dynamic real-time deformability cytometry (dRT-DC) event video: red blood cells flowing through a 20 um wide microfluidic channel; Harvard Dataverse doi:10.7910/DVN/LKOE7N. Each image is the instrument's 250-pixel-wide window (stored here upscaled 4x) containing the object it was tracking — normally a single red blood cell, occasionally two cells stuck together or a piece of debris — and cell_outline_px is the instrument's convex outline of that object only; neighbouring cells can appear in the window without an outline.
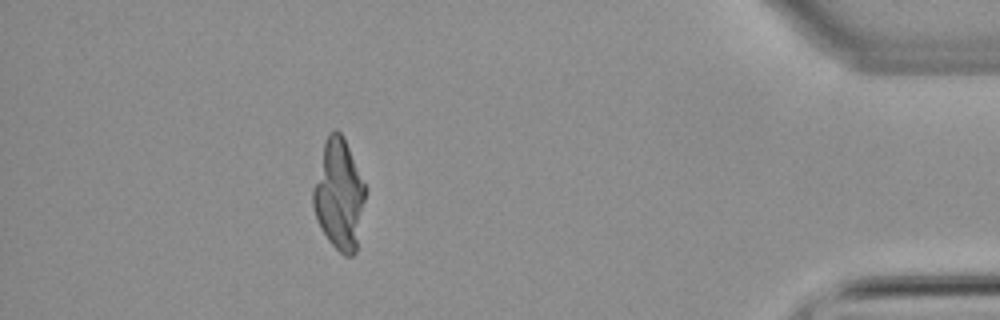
{"species": "common noctule bat (a hibernating species)", "species_latin": "Nyctalus noctula", "temperature_condition": "warm", "stored_images_in_passage": 42, "camera_frame_rate_fps": 3000, "um_per_image_px": 0.085, "animal": {"sex": "male", "body_mass_g": 21.5, "forearm_length_mm": 52.0}, "frame": {"image": 1, "passage_image": 36, "time_ms": 11.667, "image_size_px": [1000, 320], "cell_outline_px": [[364, 200], [356, 252], [352, 256], [344, 256], [328, 240], [316, 220], [312, 204], [312, 192], [324, 140], [328, 132], [332, 128], [336, 128], [340, 132], [348, 148], [364, 184]], "centroid_in_image_um": [28.77, 16.54], "position_along_channel_um": 406.4, "area_um2": 33.12}}